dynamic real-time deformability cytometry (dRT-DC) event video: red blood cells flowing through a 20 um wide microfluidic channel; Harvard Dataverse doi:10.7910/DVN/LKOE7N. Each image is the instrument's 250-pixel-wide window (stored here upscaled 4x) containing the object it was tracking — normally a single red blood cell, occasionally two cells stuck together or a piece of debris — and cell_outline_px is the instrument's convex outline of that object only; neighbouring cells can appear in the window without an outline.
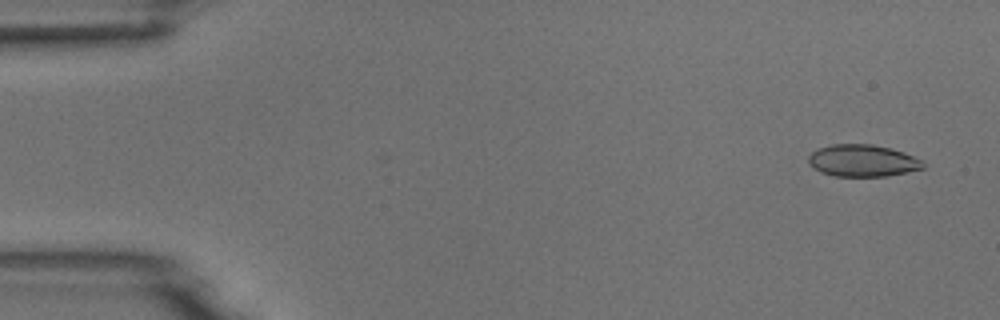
{"species": "common noctule bat (a hibernating species)", "species_latin": "Nyctalus noctula", "temperature_condition": "room temperature", "stored_images_in_passage": 6, "camera_frame_rate_fps": 3000, "um_per_image_px": 0.085, "animal": {"sex": "male", "body_mass_g": 18.8}, "frame": {"image": 1, "passage_image": 1, "time_ms": 0.0, "image_size_px": [1000, 320], "cell_outline_px": [[924, 168], [908, 172], [888, 176], [832, 176], [820, 172], [812, 168], [808, 164], [808, 156], [816, 148], [832, 144], [872, 144], [892, 148], [904, 152], [924, 160]], "centroid_in_image_um": [73.31, 13.65], "position_along_channel_um": 11.7, "area_um2": 21.79}}
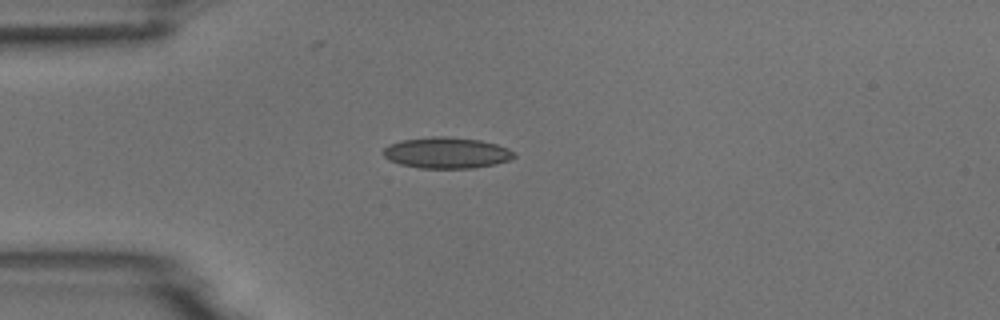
{"frame": {"image": 2, "passage_image": 4, "time_ms": 3.667, "image_size_px": [1000, 320], "cell_outline_px": [[516, 156], [508, 160], [496, 164], [472, 168], [420, 168], [400, 164], [388, 160], [380, 152], [388, 144], [400, 140], [432, 136], [448, 136], [480, 140], [496, 144], [508, 148], [516, 152]], "centroid_in_image_um": [37.93, 12.98], "position_along_channel_um": 47.1, "area_um2": 23.99}}